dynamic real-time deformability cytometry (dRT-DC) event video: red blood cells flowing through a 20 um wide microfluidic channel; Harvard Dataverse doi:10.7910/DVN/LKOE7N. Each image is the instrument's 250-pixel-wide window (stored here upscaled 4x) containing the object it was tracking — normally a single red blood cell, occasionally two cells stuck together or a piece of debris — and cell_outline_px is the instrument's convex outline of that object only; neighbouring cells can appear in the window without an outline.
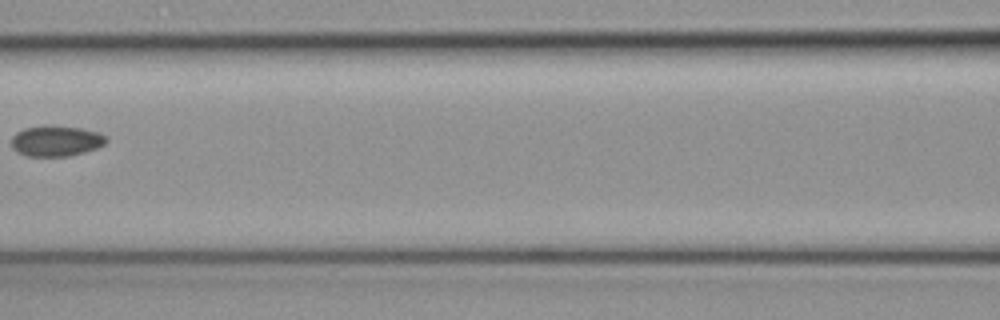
{"species": "common noctule bat (a hibernating species)", "species_latin": "Nyctalus noctula", "temperature_condition": "cold", "stored_images_in_passage": 3, "camera_frame_rate_fps": 3000, "um_per_image_px": 0.085, "animal": {"sex": "female", "body_mass_g": 19.3, "forearm_length_mm": 54.1}, "frame": {"image": 1, "passage_image": 3, "time_ms": 0.667, "image_size_px": [1000, 320], "cell_outline_px": [[108, 140], [104, 144], [96, 148], [84, 152], [68, 156], [24, 156], [16, 152], [12, 148], [12, 136], [16, 132], [24, 128], [80, 128], [100, 132], [108, 136]], "centroid_in_image_um": [4.78, 12.02], "position_along_channel_um": 161.8, "area_um2": 16.47}}